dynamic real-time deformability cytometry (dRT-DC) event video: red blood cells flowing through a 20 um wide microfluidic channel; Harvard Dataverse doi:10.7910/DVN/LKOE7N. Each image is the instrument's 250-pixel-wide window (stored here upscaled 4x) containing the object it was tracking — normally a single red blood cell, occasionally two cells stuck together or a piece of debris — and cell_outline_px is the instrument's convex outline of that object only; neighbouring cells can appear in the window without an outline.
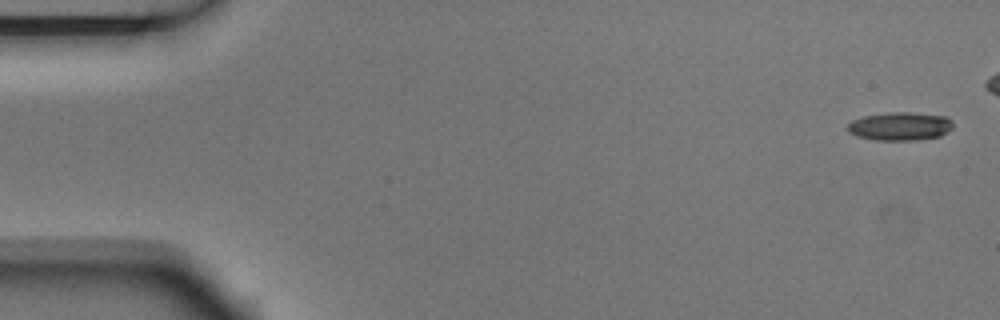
{"species": "Egyptian fruit bat (a non-hibernating species)", "species_latin": "Rousettus aegyptiacus", "temperature_condition": "room temperature", "stored_images_in_passage": 6, "camera_frame_rate_fps": 3000, "um_per_image_px": 0.085, "animal": {"sex": "male"}, "frame": {"image": 1, "passage_image": 1, "time_ms": 0.0, "image_size_px": [1000, 320], "cell_outline_px": [[952, 128], [940, 136], [920, 140], [876, 140], [856, 136], [848, 132], [848, 124], [852, 120], [864, 116], [892, 112], [912, 112], [948, 116], [952, 120]], "centroid_in_image_um": [76.53, 10.73], "position_along_channel_um": 8.5, "area_um2": 17.51}}